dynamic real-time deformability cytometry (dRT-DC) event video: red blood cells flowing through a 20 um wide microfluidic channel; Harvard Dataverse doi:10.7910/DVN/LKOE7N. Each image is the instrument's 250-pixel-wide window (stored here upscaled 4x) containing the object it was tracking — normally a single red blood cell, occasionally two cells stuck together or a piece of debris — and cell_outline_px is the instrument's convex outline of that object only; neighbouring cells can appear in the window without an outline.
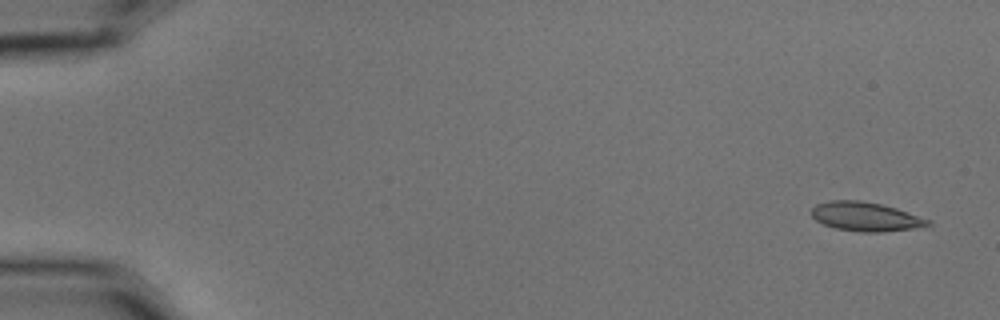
{"species": "common noctule bat (a hibernating species)", "species_latin": "Nyctalus noctula", "temperature_condition": "cold", "stored_images_in_passage": 5, "camera_frame_rate_fps": 3000, "um_per_image_px": 0.085, "animal": {"sex": "male", "body_mass_g": 15.6}, "frame": {"image": 1, "passage_image": 1, "time_ms": 0.0, "image_size_px": [1000, 320], "cell_outline_px": [[932, 224], [928, 228], [884, 232], [860, 232], [836, 228], [824, 224], [816, 220], [812, 216], [812, 208], [816, 204], [828, 200], [860, 200], [880, 204], [896, 208], [932, 220]], "centroid_in_image_um": [73.67, 18.43], "position_along_channel_um": 11.3, "area_um2": 20.11}}
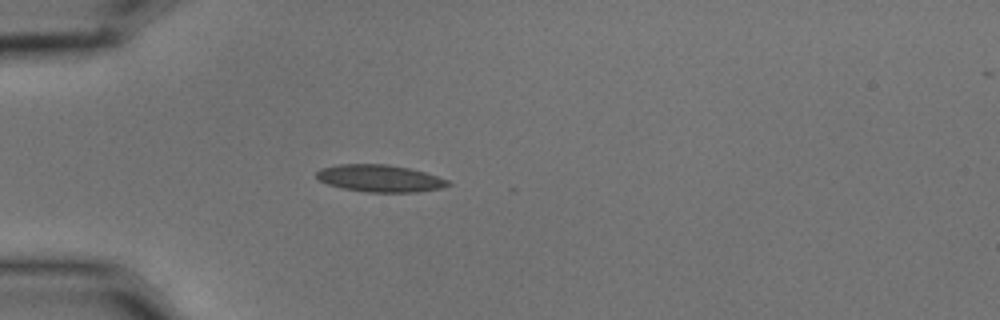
{"frame": {"image": 2, "passage_image": 5, "time_ms": 1.333, "image_size_px": [1000, 320], "cell_outline_px": [[452, 184], [440, 188], [416, 192], [368, 192], [344, 188], [328, 184], [320, 180], [316, 176], [316, 172], [320, 168], [340, 164], [388, 164], [408, 168], [424, 172], [448, 180]], "centroid_in_image_um": [32.28, 15.15], "position_along_channel_um": 52.7, "area_um2": 20.58}}